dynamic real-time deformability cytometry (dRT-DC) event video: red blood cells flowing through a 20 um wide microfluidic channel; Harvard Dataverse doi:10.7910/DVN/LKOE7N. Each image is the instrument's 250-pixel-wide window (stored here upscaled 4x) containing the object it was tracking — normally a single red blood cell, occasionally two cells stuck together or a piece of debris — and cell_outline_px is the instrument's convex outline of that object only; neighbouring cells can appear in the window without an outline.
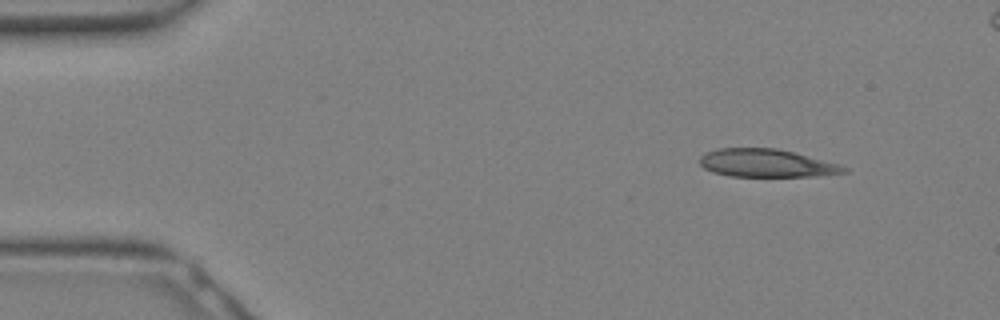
{"species": "Egyptian fruit bat (a non-hibernating species)", "species_latin": "Rousettus aegyptiacus", "temperature_condition": "warm", "stored_images_in_passage": 22, "camera_frame_rate_fps": 3000, "um_per_image_px": 0.085, "animal": {"sex": "female"}, "frame": {"image": 1, "passage_image": 3, "time_ms": 0.667, "image_size_px": [1000, 320], "cell_outline_px": [[848, 172], [820, 176], [732, 176], [712, 172], [704, 168], [700, 164], [700, 156], [704, 152], [716, 148], [776, 148], [792, 152], [836, 164], [848, 168]], "centroid_in_image_um": [65.09, 13.87], "position_along_channel_um": 19.9, "area_um2": 23.29}}
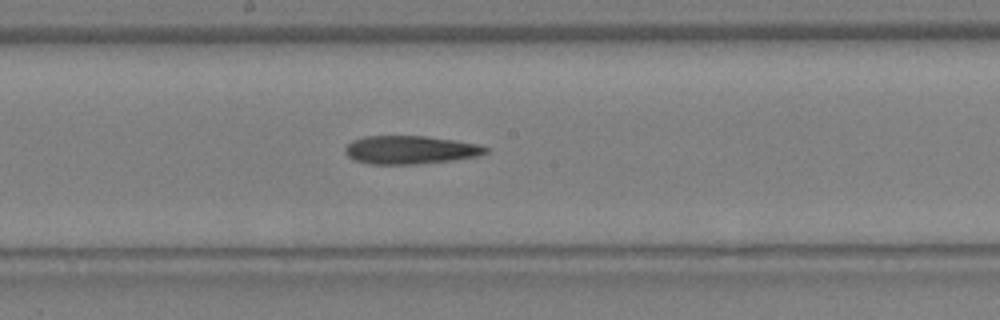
{"frame": {"image": 2, "passage_image": 16, "time_ms": 5.0, "image_size_px": [1000, 320], "cell_outline_px": [[492, 148], [488, 152], [480, 156], [452, 160], [416, 164], [372, 164], [356, 160], [348, 156], [344, 152], [344, 148], [352, 140], [364, 136], [428, 136], [456, 140], [480, 144]], "centroid_in_image_um": [34.94, 12.73], "position_along_channel_um": 213.3, "area_um2": 23.41}}
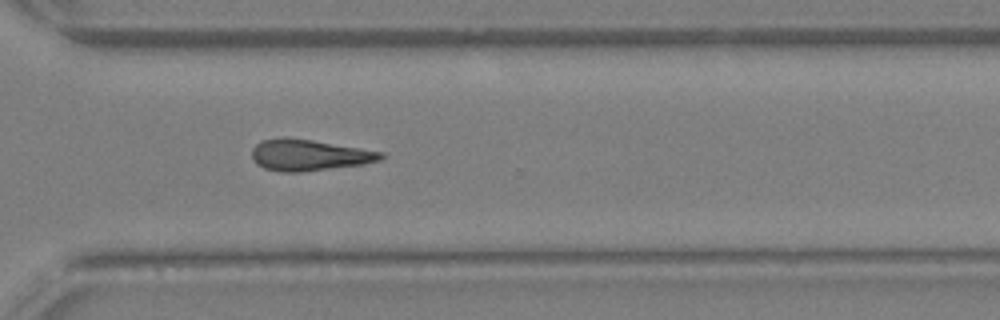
{"frame": {"image": 3, "passage_image": 22, "time_ms": 7.0, "image_size_px": [1000, 320], "cell_outline_px": [[388, 156], [380, 160], [364, 164], [300, 172], [284, 172], [264, 168], [256, 164], [252, 156], [252, 148], [260, 140], [312, 140], [384, 152]], "centroid_in_image_um": [26.34, 13.21], "position_along_channel_um": 344.3, "area_um2": 22.89}}